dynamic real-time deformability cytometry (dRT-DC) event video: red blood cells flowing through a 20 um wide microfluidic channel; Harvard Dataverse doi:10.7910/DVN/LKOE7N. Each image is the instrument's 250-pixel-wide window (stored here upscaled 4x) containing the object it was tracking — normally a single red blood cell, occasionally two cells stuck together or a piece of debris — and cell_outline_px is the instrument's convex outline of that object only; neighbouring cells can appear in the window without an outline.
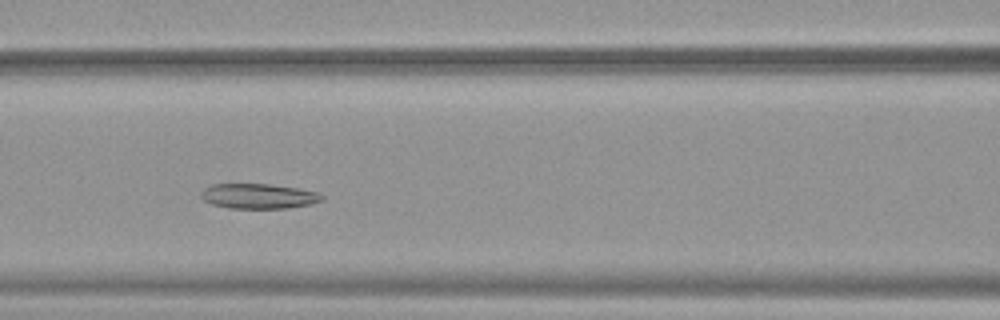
{"species": "common noctule bat (a hibernating species)", "species_latin": "Nyctalus noctula", "temperature_condition": "warm", "stored_images_in_passage": 46, "camera_frame_rate_fps": 3000, "um_per_image_px": 0.085, "animal": {"sex": "female", "body_mass_g": 19.9}, "frame": {"image": 1, "passage_image": 17, "time_ms": 5.333, "image_size_px": [1000, 320], "cell_outline_px": [[324, 200], [308, 204], [288, 208], [228, 208], [212, 204], [204, 200], [200, 196], [200, 192], [204, 188], [212, 184], [268, 184], [296, 188], [320, 192], [324, 196]], "centroid_in_image_um": [21.97, 16.67], "position_along_channel_um": 144.6, "area_um2": 17.63}}
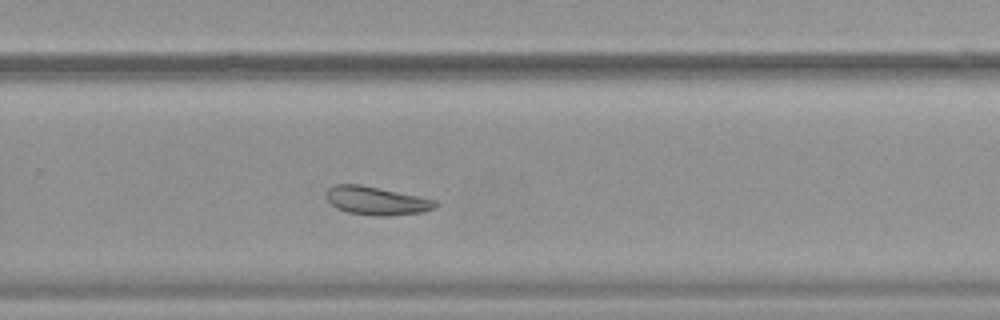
{"frame": {"image": 2, "passage_image": 29, "time_ms": 9.333, "image_size_px": [1000, 320], "cell_outline_px": [[440, 204], [436, 208], [424, 212], [392, 216], [376, 216], [348, 212], [336, 208], [324, 196], [324, 192], [328, 188], [336, 184], [360, 184], [380, 188], [436, 200]], "centroid_in_image_um": [32.01, 17.07], "position_along_channel_um": 297.8, "area_um2": 18.26}}
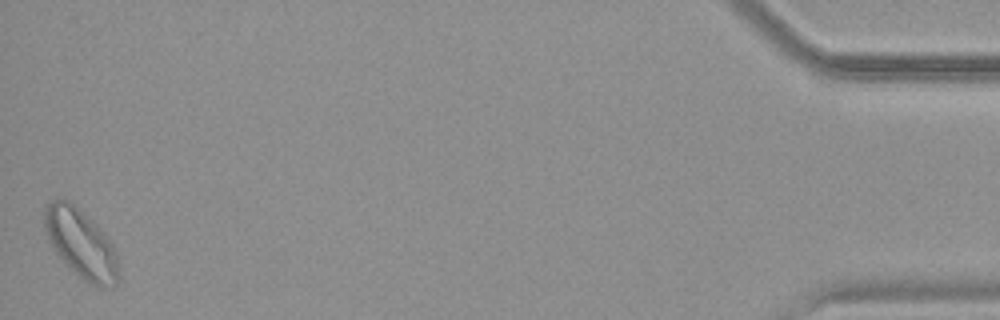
{"frame": {"image": 3, "passage_image": 46, "time_ms": 15.0, "image_size_px": [1000, 320], "cell_outline_px": [[120, 276], [116, 284], [92, 284], [84, 280], [68, 268], [60, 260], [52, 248], [44, 228], [44, 212], [48, 204], [52, 200], [68, 200], [100, 228], [112, 244], [116, 252], [120, 264]], "centroid_in_image_um": [6.88, 20.72], "position_along_channel_um": 428.3, "area_um2": 29.48}, "authors_computed_cell_mechanics": {"area_um2": 20.9236, "velocity_mm_per_s": 3.843, "shape_relaxation_time_tau1_ms": null, "shape_relaxation_time_tau2_ms": 5.7288, "deformation_change_tau1": null, "deformation_change_tau2": 0.1184}}